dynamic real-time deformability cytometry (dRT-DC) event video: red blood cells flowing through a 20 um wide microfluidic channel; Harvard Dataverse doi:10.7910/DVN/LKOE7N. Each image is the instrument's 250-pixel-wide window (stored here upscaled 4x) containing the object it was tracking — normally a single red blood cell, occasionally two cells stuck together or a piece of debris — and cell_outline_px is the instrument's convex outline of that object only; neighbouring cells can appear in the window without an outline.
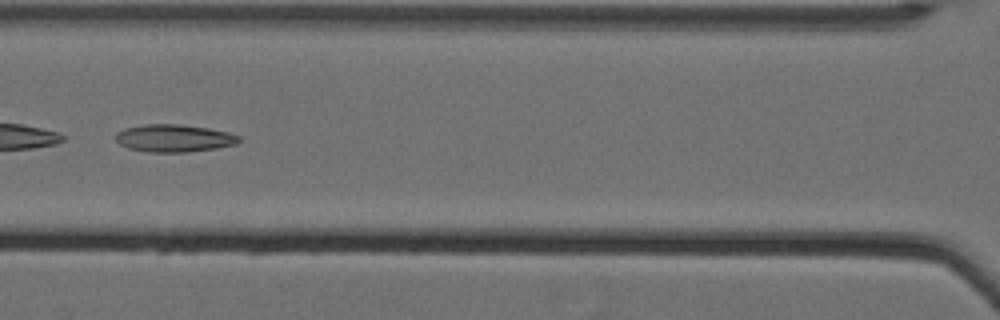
{"species": "Egyptian fruit bat (a non-hibernating species)", "species_latin": "Rousettus aegyptiacus", "temperature_condition": "cold", "stored_images_in_passage": 60, "camera_frame_rate_fps": 3000, "um_per_image_px": 0.085, "animal": {"sex": "female"}, "frame": {"image": 1, "passage_image": 32, "time_ms": 10.333, "image_size_px": [1000, 320], "cell_outline_px": [[240, 140], [236, 144], [216, 148], [184, 152], [148, 152], [128, 148], [120, 144], [116, 140], [116, 132], [124, 128], [144, 124], [180, 124], [208, 128], [228, 132], [240, 136]], "centroid_in_image_um": [14.77, 11.74], "position_along_channel_um": 151.8, "area_um2": 19.77}}
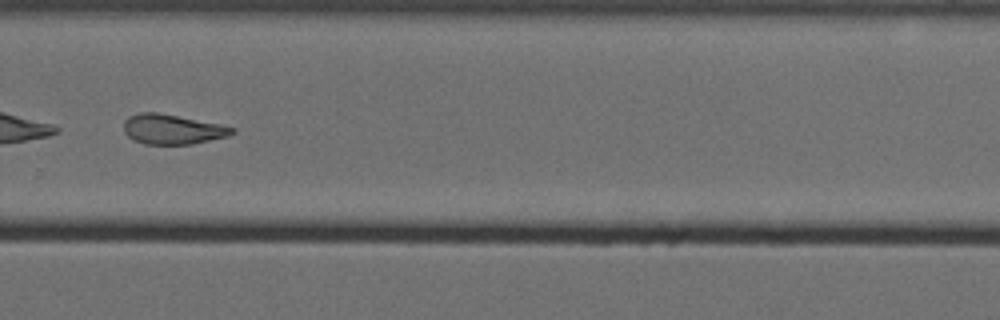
{"frame": {"image": 2, "passage_image": 46, "time_ms": 15.0, "image_size_px": [1000, 320], "cell_outline_px": [[236, 132], [228, 136], [192, 144], [144, 144], [132, 140], [124, 132], [124, 120], [128, 116], [140, 112], [156, 112], [220, 124], [236, 128]], "centroid_in_image_um": [14.63, 10.99], "position_along_channel_um": 315.2, "area_um2": 18.9}}
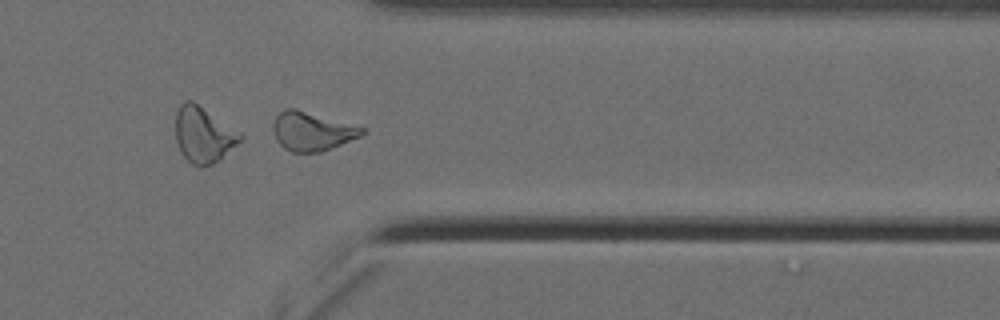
{"frame": {"image": 3, "passage_image": 52, "time_ms": 17.0, "image_size_px": [1000, 320], "cell_outline_px": [[368, 132], [360, 136], [332, 148], [320, 152], [292, 152], [284, 148], [276, 140], [272, 128], [272, 124], [276, 116], [284, 108], [296, 108], [368, 128]], "centroid_in_image_um": [26.54, 11.14], "position_along_channel_um": 384.9, "area_um2": 20.4}}